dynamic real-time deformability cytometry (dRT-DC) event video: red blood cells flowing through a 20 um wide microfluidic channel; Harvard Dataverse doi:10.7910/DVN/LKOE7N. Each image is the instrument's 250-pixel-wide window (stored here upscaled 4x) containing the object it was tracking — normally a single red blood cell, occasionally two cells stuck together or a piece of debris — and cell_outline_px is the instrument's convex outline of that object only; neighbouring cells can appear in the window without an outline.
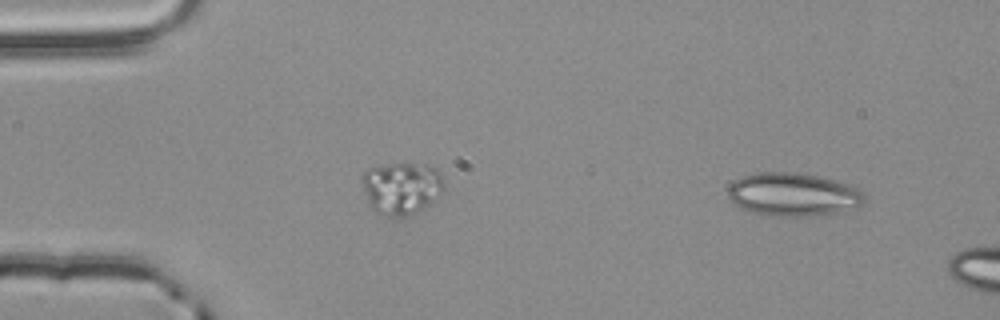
{"species": "common noctule bat (a hibernating species)", "species_latin": "Nyctalus noctula", "temperature_condition": "room temperature", "stored_images_in_passage": 4, "segment_of_instrument_passage": [2, 2], "camera_frame_rate_fps": 3000, "um_per_image_px": 0.085, "animal": {"sex": "male", "body_mass_g": 20.4}, "frame": {"image": 1, "passage_image": 4, "time_ms": 1.0, "image_size_px": [1000, 320], "cell_outline_px": [[864, 200], [856, 208], [820, 216], [780, 216], [756, 212], [740, 208], [728, 200], [728, 188], [740, 176], [760, 172], [796, 172], [816, 176], [848, 184], [864, 192]], "centroid_in_image_um": [67.4, 16.53], "position_along_channel_um": 17.6, "area_um2": 34.28}}